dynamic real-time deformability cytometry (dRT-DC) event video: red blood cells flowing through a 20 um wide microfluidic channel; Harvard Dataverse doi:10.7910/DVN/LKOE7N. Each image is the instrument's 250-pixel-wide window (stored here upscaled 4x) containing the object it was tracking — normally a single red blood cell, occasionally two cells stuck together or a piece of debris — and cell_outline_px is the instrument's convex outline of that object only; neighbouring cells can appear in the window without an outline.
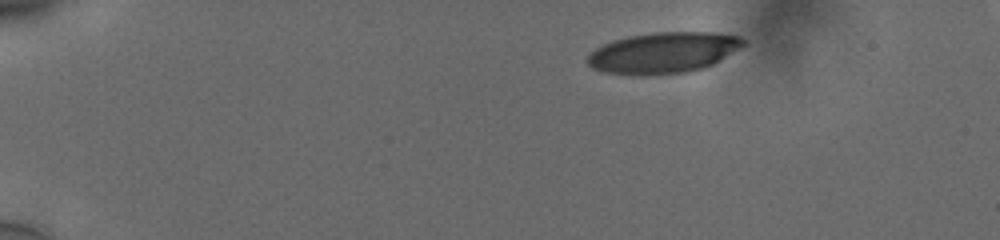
{"species": "human", "species_latin": "Homo sapiens", "temperature_condition": "cold", "stored_images_in_passage": 11, "camera_frame_rate_fps": 3000, "um_per_image_px": 0.085, "donor": {"sex": "male"}, "frame": {"image": 1, "passage_image": 1, "time_ms": 0.0, "image_size_px": [1000, 240], "cell_outline_px": [[744, 44], [712, 64], [704, 68], [688, 72], [640, 76], [636, 76], [604, 72], [592, 68], [588, 64], [588, 56], [596, 48], [604, 44], [628, 36], [656, 32], [712, 32], [740, 36], [744, 40]], "centroid_in_image_um": [56.35, 4.49], "position_along_channel_um": 28.6, "area_um2": 36.93}}